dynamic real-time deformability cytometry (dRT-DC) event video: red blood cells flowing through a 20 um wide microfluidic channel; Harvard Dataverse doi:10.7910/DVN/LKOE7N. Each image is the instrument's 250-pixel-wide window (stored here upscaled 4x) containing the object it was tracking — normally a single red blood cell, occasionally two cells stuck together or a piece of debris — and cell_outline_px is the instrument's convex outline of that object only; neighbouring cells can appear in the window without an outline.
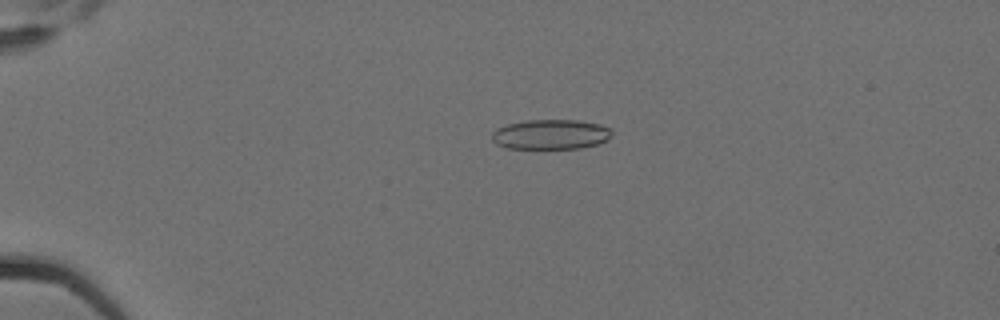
{"species": "Egyptian fruit bat (a non-hibernating species)", "species_latin": "Rousettus aegyptiacus", "temperature_condition": "cold", "stored_images_in_passage": 7, "camera_frame_rate_fps": 3000, "um_per_image_px": 0.085, "animal": {"sex": "female"}, "frame": {"image": 1, "passage_image": 5, "time_ms": 1.333, "image_size_px": [1000, 320], "cell_outline_px": [[612, 132], [604, 140], [596, 144], [580, 148], [508, 148], [496, 144], [492, 140], [492, 132], [496, 128], [508, 124], [528, 120], [576, 120], [600, 124], [612, 128]], "centroid_in_image_um": [46.78, 11.41], "position_along_channel_um": 38.2, "area_um2": 20.69}}